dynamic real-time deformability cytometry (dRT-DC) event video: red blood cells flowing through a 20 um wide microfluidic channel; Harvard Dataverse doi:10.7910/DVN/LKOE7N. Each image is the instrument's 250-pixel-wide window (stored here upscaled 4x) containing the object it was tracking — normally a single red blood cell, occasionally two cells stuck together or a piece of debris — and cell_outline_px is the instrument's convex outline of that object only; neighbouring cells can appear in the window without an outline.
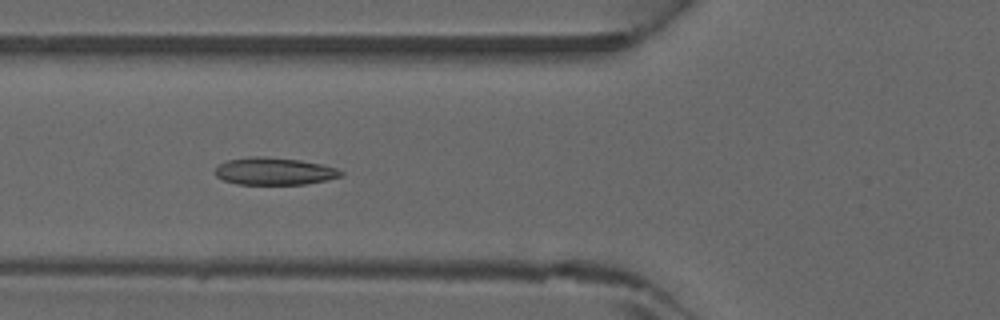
{"species": "common noctule bat (a hibernating species)", "species_latin": "Nyctalus noctula", "temperature_condition": "warm", "stored_images_in_passage": 46, "camera_frame_rate_fps": 3000, "um_per_image_px": 0.085, "animal": {"sex": "male", "forearm_length_mm": 52.5}, "frame": {"image": 1, "passage_image": 18, "time_ms": 5.667, "image_size_px": [1000, 320], "cell_outline_px": [[344, 176], [304, 184], [236, 184], [224, 180], [216, 176], [216, 168], [224, 160], [248, 156], [264, 156], [300, 160], [320, 164], [336, 168], [344, 172]], "centroid_in_image_um": [23.29, 14.54], "position_along_channel_um": 102.5, "area_um2": 20.06}}
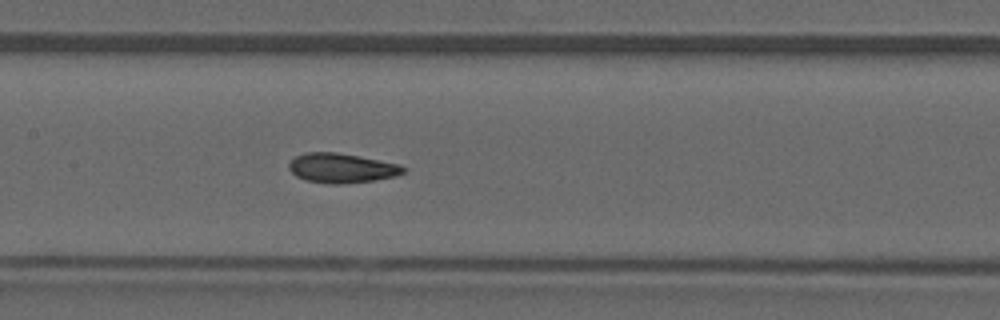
{"frame": {"image": 2, "passage_image": 23, "time_ms": 7.333, "image_size_px": [1000, 320], "cell_outline_px": [[408, 168], [404, 172], [396, 176], [372, 180], [340, 184], [328, 184], [304, 180], [296, 176], [288, 168], [288, 164], [296, 156], [304, 152], [336, 152], [360, 156], [400, 164]], "centroid_in_image_um": [29.04, 14.28], "position_along_channel_um": 178.4, "area_um2": 19.83}}
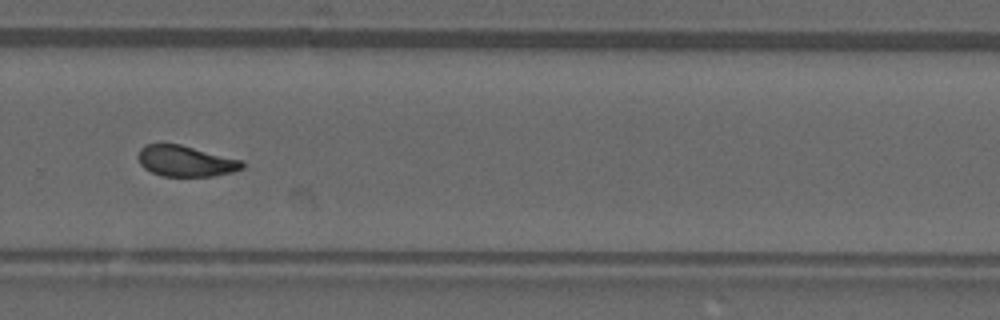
{"frame": {"image": 3, "passage_image": 32, "time_ms": 10.333, "image_size_px": [1000, 320], "cell_outline_px": [[244, 168], [232, 172], [212, 176], [160, 176], [144, 168], [140, 164], [136, 156], [140, 148], [144, 144], [180, 144], [244, 160]], "centroid_in_image_um": [15.77, 13.69], "position_along_channel_um": 314.0, "area_um2": 18.96}}